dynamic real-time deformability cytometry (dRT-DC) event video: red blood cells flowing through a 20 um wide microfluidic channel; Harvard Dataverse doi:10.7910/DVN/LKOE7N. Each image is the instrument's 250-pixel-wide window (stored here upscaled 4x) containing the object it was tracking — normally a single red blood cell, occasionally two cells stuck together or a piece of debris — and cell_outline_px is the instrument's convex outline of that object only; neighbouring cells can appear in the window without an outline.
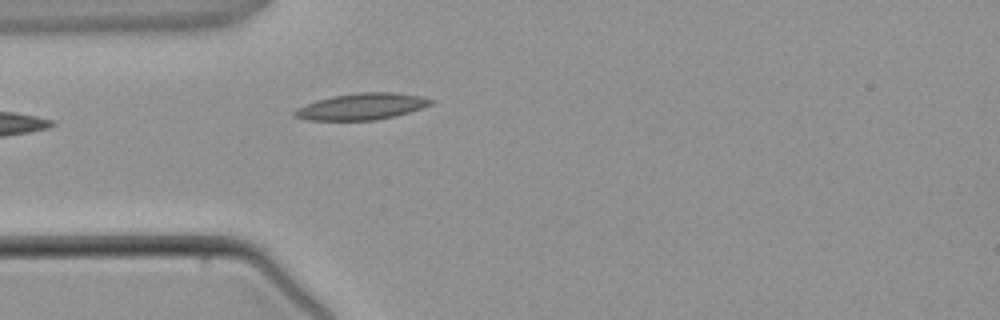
{"species": "common noctule bat (a hibernating species)", "species_latin": "Nyctalus noctula", "temperature_condition": "warm", "stored_images_in_passage": 1, "camera_frame_rate_fps": 3000, "um_per_image_px": 0.085, "animal": {"sex": "male", "body_mass_g": 21.5, "forearm_length_mm": 52.0}, "frame": {"image": 1, "passage_image": 1, "time_ms": 0.0, "image_size_px": [1000, 320], "cell_outline_px": [[436, 100], [432, 104], [408, 112], [376, 120], [308, 120], [296, 116], [292, 112], [296, 108], [316, 100], [332, 96], [360, 92], [392, 92], [420, 96]], "centroid_in_image_um": [30.73, 9.04], "position_along_channel_um": 54.3, "area_um2": 20.81}}